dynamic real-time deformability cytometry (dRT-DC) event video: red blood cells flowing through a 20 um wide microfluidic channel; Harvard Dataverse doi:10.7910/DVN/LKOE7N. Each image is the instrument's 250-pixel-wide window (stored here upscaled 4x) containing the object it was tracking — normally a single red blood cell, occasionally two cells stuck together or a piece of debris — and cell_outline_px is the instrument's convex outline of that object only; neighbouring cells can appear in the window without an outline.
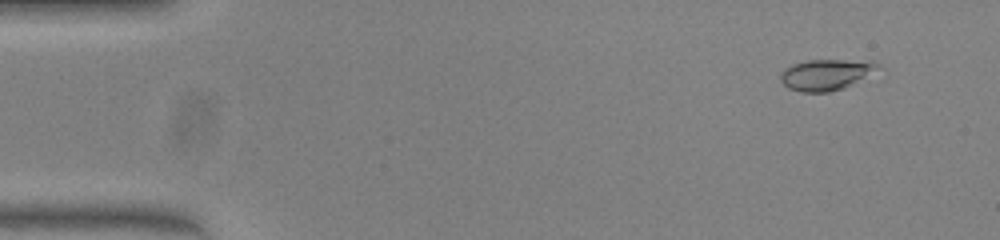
{"species": "common noctule bat (a hibernating species)", "species_latin": "Nyctalus noctula", "temperature_condition": "warm", "stored_images_in_passage": 51, "camera_frame_rate_fps": 3000, "um_per_image_px": 0.085, "animal": {"sex": "female", "body_mass_g": 23.0, "forearm_length_mm": 53.4}, "frame": {"image": 1, "passage_image": 4, "time_ms": 1.0, "image_size_px": [1000, 240], "cell_outline_px": [[884, 68], [844, 88], [828, 92], [800, 92], [788, 88], [780, 80], [780, 72], [784, 68], [792, 64], [808, 60], [844, 60], [880, 64]], "centroid_in_image_um": [70.19, 6.35], "position_along_channel_um": 14.8, "area_um2": 17.57}}
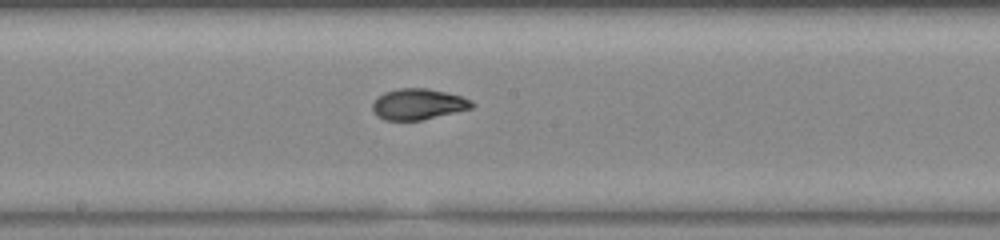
{"frame": {"image": 2, "passage_image": 27, "time_ms": 8.667, "image_size_px": [1000, 240], "cell_outline_px": [[476, 104], [472, 108], [420, 120], [384, 120], [372, 108], [372, 104], [376, 96], [384, 92], [400, 88], [428, 88], [460, 96], [472, 100]], "centroid_in_image_um": [35.54, 8.84], "position_along_channel_um": 212.7, "area_um2": 17.74}}
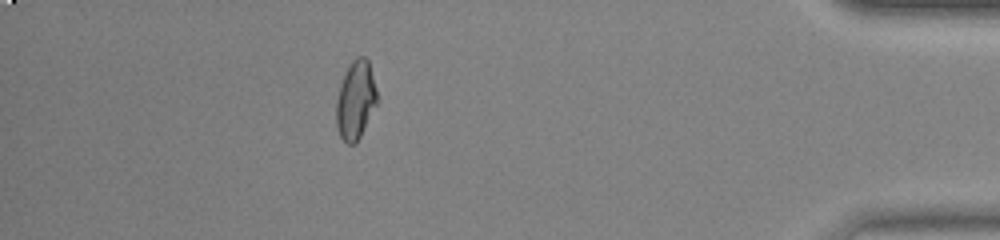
{"frame": {"image": 3, "passage_image": 45, "time_ms": 14.667, "image_size_px": [1000, 240], "cell_outline_px": [[376, 104], [356, 144], [348, 144], [340, 136], [336, 128], [336, 100], [340, 84], [352, 60], [356, 56], [364, 56], [368, 60], [376, 88]], "centroid_in_image_um": [30.2, 8.51], "position_along_channel_um": 405.0, "area_um2": 18.38}, "authors_computed_cell_mechanics": {"area_um2": 17.918, "velocity_mm_per_s": 4.0342, "shape_relaxation_time_tau1_ms": 6.3838, "shape_relaxation_time_tau2_ms": 1.3209, "deformation_change_tau1": 0.2439, "deformation_change_tau2": 0.0395}}